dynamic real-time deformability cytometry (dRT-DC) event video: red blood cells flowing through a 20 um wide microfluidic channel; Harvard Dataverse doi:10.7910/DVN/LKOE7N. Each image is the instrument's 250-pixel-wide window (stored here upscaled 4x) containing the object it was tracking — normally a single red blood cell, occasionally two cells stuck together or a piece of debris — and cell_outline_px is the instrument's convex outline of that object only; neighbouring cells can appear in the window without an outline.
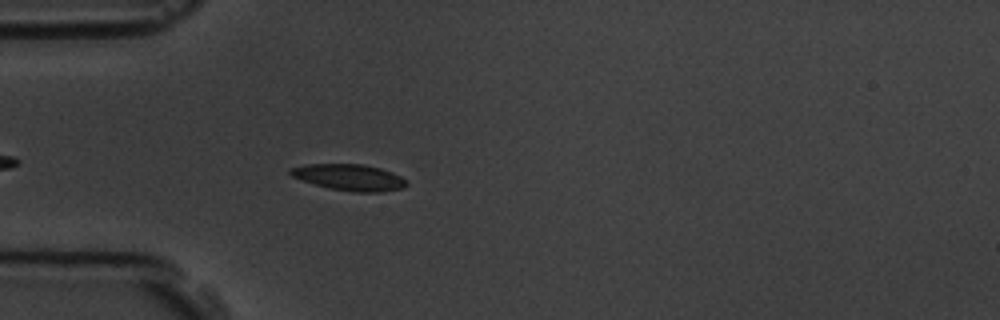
{"species": "common noctule bat (a hibernating species)", "species_latin": "Nyctalus noctula", "temperature_condition": "room temperature", "stored_images_in_passage": 5, "camera_frame_rate_fps": 3000, "um_per_image_px": 0.085, "animal": {"sex": "male", "body_mass_g": 19.5, "forearm_length_mm": 54.6}, "frame": {"image": 1, "passage_image": 5, "time_ms": 4.333, "image_size_px": [1000, 320], "cell_outline_px": [[408, 184], [404, 188], [380, 192], [352, 192], [328, 188], [292, 176], [288, 172], [288, 168], [304, 164], [360, 164], [380, 168], [392, 172], [408, 180]], "centroid_in_image_um": [29.71, 15.07], "position_along_channel_um": 55.3, "area_um2": 17.86}}